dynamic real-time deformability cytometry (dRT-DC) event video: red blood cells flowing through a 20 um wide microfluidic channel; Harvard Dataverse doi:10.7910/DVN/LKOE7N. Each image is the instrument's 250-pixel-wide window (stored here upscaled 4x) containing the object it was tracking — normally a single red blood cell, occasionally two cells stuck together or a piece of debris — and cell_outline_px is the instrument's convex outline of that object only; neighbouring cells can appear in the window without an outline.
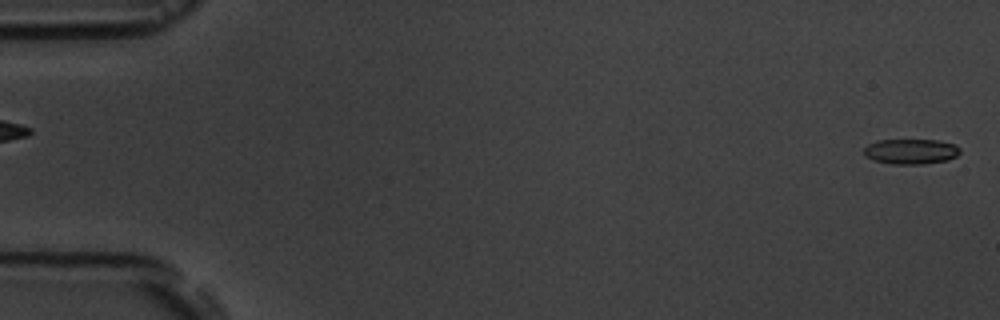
{"species": "common noctule bat (a hibernating species)", "species_latin": "Nyctalus noctula", "temperature_condition": "room temperature", "stored_images_in_passage": 12, "camera_frame_rate_fps": 3000, "um_per_image_px": 0.085, "animal": {"sex": "male", "body_mass_g": 19.5, "forearm_length_mm": 54.6}, "frame": {"image": 1, "passage_image": 1, "time_ms": 0.0, "image_size_px": [1000, 320], "cell_outline_px": [[960, 152], [956, 156], [948, 160], [924, 164], [892, 164], [876, 160], [864, 156], [864, 148], [868, 144], [876, 140], [936, 140], [956, 144], [960, 148]], "centroid_in_image_um": [77.44, 12.87], "position_along_channel_um": 7.6, "area_um2": 14.16}}
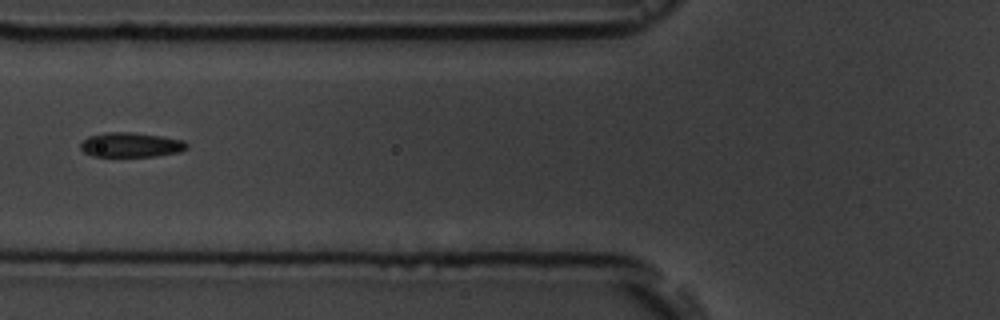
{"frame": {"image": 2, "passage_image": 7, "time_ms": 7.0, "image_size_px": [1000, 320], "cell_outline_px": [[188, 148], [180, 152], [156, 156], [92, 156], [84, 152], [80, 148], [80, 144], [88, 136], [108, 132], [132, 132], [160, 136], [184, 140], [188, 144]], "centroid_in_image_um": [11.14, 12.31], "position_along_channel_um": 114.7, "area_um2": 15.26}}
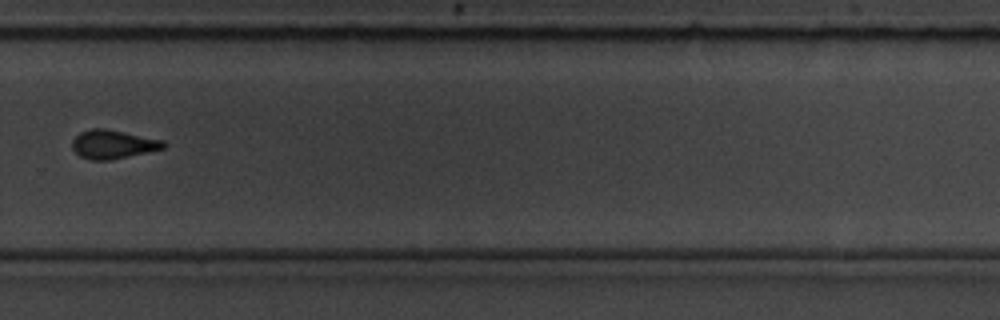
{"frame": {"image": 3, "passage_image": 12, "time_ms": 12.667, "image_size_px": [1000, 320], "cell_outline_px": [[168, 144], [164, 148], [112, 160], [88, 160], [80, 156], [72, 148], [72, 140], [80, 132], [92, 128], [104, 128], [164, 140]], "centroid_in_image_um": [9.6, 12.27], "position_along_channel_um": 320.2, "area_um2": 15.32}}